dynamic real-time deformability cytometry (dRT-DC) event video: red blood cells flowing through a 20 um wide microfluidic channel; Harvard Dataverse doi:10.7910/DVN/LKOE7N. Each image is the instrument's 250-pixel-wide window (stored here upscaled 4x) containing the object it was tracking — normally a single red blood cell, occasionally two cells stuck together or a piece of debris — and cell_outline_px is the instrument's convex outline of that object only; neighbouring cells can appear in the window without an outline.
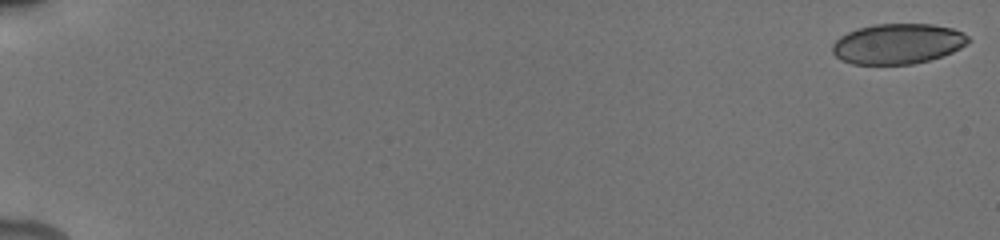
{"species": "human", "species_latin": "Homo sapiens", "temperature_condition": "cold", "stored_images_in_passage": 50, "camera_frame_rate_fps": 3000, "um_per_image_px": 0.085, "donor": {"sex": "male"}, "frame": {"image": 1, "passage_image": 1, "time_ms": 0.0, "image_size_px": [1000, 240], "cell_outline_px": [[972, 40], [968, 44], [952, 52], [928, 60], [912, 64], [852, 64], [840, 60], [832, 52], [832, 44], [840, 36], [856, 28], [876, 24], [932, 24], [952, 28], [964, 32]], "centroid_in_image_um": [76.31, 3.71], "position_along_channel_um": 8.7, "area_um2": 32.08}}
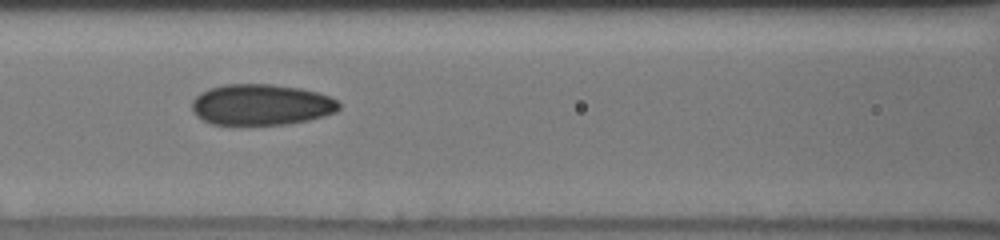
{"frame": {"image": 2, "passage_image": 25, "time_ms": 8.667, "image_size_px": [1000, 240], "cell_outline_px": [[340, 108], [336, 112], [324, 116], [308, 120], [288, 124], [212, 124], [196, 116], [192, 112], [192, 100], [200, 92], [224, 84], [272, 84], [300, 88], [316, 92], [328, 96], [336, 100], [340, 104]], "centroid_in_image_um": [22.2, 8.89], "position_along_channel_um": 144.4, "area_um2": 35.08}}
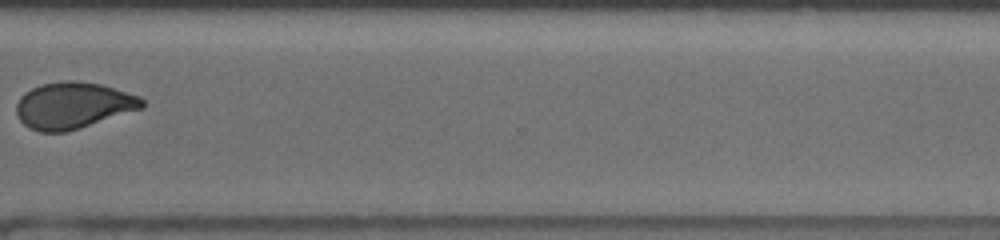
{"frame": {"image": 3, "passage_image": 40, "time_ms": 14.333, "image_size_px": [1000, 240], "cell_outline_px": [[144, 108], [80, 128], [64, 132], [40, 132], [28, 128], [20, 120], [16, 112], [16, 104], [20, 96], [24, 92], [40, 84], [64, 80], [76, 80], [100, 84], [140, 96], [144, 100]], "centroid_in_image_um": [6.21, 8.96], "position_along_channel_um": 364.4, "area_um2": 34.28}, "authors_computed_cell_mechanics": {"area_um2": 34.102, "velocity_mm_per_s": 3.8889, "shape_relaxation_time_tau1_ms": null, "shape_relaxation_time_tau2_ms": 1.3166, "deformation_change_tau1": null, "deformation_change_tau2": 0.0573}}